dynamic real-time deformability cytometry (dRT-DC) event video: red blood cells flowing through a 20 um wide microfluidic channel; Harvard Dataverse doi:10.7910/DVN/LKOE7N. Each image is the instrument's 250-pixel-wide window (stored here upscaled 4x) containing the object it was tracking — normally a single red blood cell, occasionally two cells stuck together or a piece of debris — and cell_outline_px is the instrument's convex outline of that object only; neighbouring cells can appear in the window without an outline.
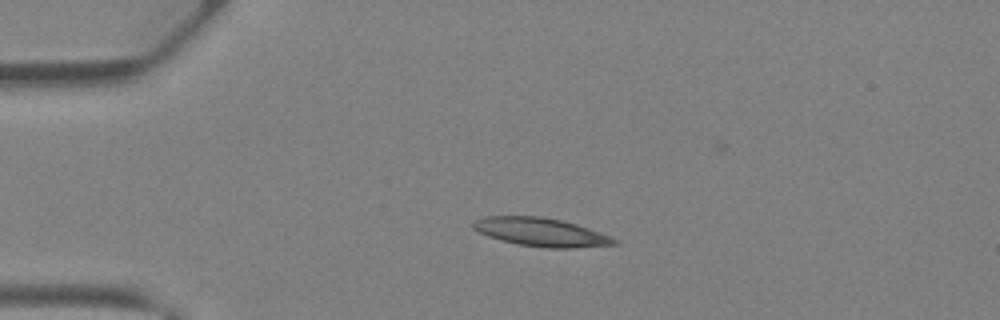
{"species": "Egyptian fruit bat (a non-hibernating species)", "species_latin": "Rousettus aegyptiacus", "temperature_condition": "warm", "stored_images_in_passage": 32, "camera_frame_rate_fps": 3000, "um_per_image_px": 0.085, "animal": {"sex": "female"}, "frame": {"image": 1, "passage_image": 1, "time_ms": 0.0, "image_size_px": [1000, 320], "cell_outline_px": [[620, 244], [572, 248], [544, 248], [520, 244], [500, 240], [488, 236], [472, 228], [472, 220], [484, 216], [540, 216], [560, 220], [576, 224], [612, 236], [620, 240]], "centroid_in_image_um": [46.0, 19.73], "position_along_channel_um": 39.0, "area_um2": 23.52}}
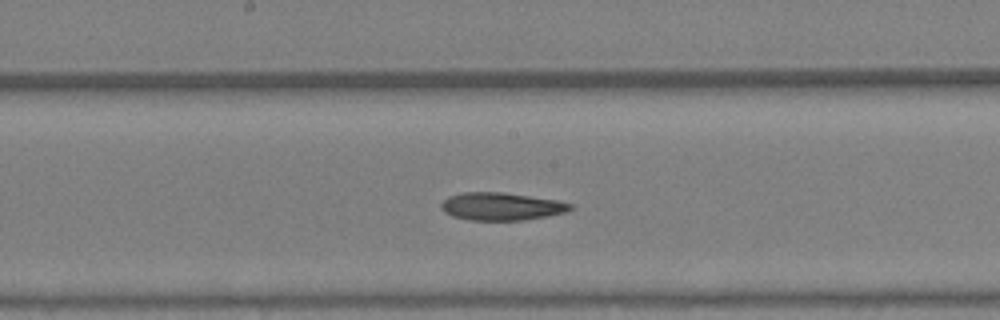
{"frame": {"image": 2, "passage_image": 13, "time_ms": 4.0, "image_size_px": [1000, 320], "cell_outline_px": [[572, 208], [564, 212], [548, 216], [520, 220], [468, 220], [452, 216], [444, 212], [440, 208], [440, 204], [448, 196], [464, 192], [500, 192], [556, 200], [572, 204]], "centroid_in_image_um": [42.55, 17.55], "position_along_channel_um": 205.6, "area_um2": 20.69}}
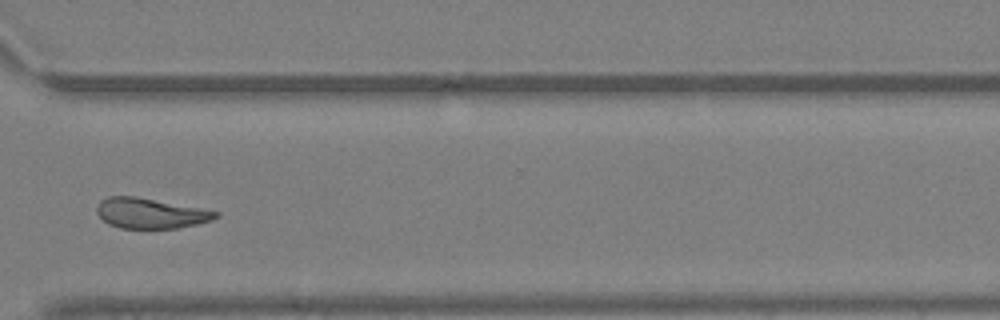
{"frame": {"image": 3, "passage_image": 22, "time_ms": 7.0, "image_size_px": [1000, 320], "cell_outline_px": [[220, 216], [212, 220], [196, 224], [176, 228], [120, 228], [108, 224], [96, 212], [96, 208], [100, 200], [108, 196], [136, 196], [200, 208], [220, 212]], "centroid_in_image_um": [12.78, 18.12], "position_along_channel_um": 357.8, "area_um2": 20.92}}